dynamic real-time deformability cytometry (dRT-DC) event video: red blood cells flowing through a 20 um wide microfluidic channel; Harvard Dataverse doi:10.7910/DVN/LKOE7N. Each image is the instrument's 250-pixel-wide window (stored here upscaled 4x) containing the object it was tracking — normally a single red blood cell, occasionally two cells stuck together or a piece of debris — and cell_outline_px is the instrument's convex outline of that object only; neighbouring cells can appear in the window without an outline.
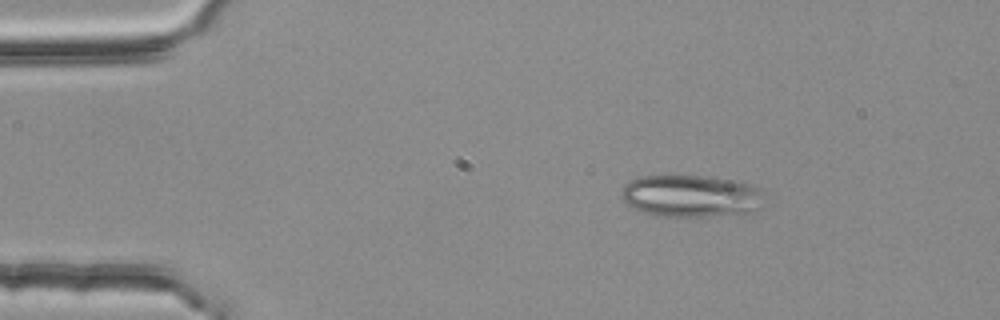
{"species": "common noctule bat (a hibernating species)", "species_latin": "Nyctalus noctula", "temperature_condition": "room temperature", "stored_images_in_passage": 2, "camera_frame_rate_fps": 3000, "um_per_image_px": 0.085, "animal": {"sex": "female", "body_mass_g": 25.1}, "frame": {"image": 1, "passage_image": 1, "time_ms": 0.0, "image_size_px": [1000, 320], "cell_outline_px": [[764, 192], [760, 208], [748, 212], [712, 216], [664, 216], [644, 212], [632, 208], [624, 200], [620, 192], [624, 184], [640, 176], [700, 176], [728, 180], [748, 184]], "centroid_in_image_um": [58.7, 16.66], "position_along_channel_um": 26.3, "area_um2": 34.56}}